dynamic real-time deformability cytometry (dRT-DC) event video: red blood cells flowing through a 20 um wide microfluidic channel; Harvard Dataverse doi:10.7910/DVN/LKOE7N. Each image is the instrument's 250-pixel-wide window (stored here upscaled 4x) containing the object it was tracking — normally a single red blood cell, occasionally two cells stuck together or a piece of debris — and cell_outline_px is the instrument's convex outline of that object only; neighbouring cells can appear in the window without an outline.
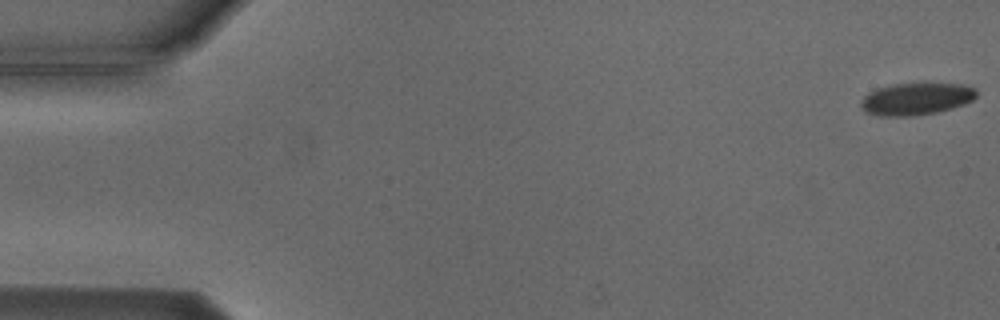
{"species": "Egyptian fruit bat (a non-hibernating species)", "species_latin": "Rousettus aegyptiacus", "temperature_condition": "cold", "stored_images_in_passage": 3, "camera_frame_rate_fps": 3000, "um_per_image_px": 0.085, "animal": {"sex": "male"}, "frame": {"image": 1, "passage_image": 1, "time_ms": 0.0, "image_size_px": [1000, 320], "cell_outline_px": [[976, 96], [972, 100], [964, 104], [952, 108], [936, 112], [912, 116], [880, 116], [864, 112], [860, 104], [864, 96], [868, 92], [876, 88], [892, 84], [928, 80], [964, 84], [976, 88]], "centroid_in_image_um": [77.89, 8.35], "position_along_channel_um": 7.1, "area_um2": 22.66}}